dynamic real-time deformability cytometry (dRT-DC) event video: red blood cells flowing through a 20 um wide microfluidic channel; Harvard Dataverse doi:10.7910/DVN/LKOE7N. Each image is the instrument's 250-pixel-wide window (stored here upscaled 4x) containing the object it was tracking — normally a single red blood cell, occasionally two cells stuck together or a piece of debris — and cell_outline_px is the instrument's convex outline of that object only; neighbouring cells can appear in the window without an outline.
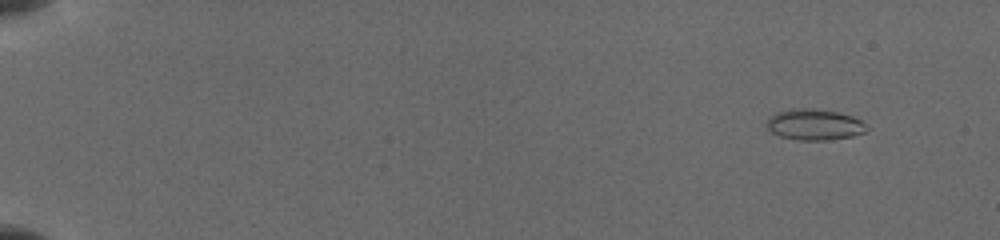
{"species": "common noctule bat (a hibernating species)", "species_latin": "Nyctalus noctula", "temperature_condition": "cold", "stored_images_in_passage": 13, "camera_frame_rate_fps": 3000, "um_per_image_px": 0.085, "animal": {"sex": "female", "body_mass_g": 19.5, "forearm_length_mm": 54.1}, "frame": {"image": 1, "passage_image": 4, "time_ms": 1.0, "image_size_px": [1000, 240], "cell_outline_px": [[868, 128], [864, 132], [852, 136], [828, 140], [800, 140], [780, 136], [772, 132], [768, 128], [768, 120], [776, 112], [800, 108], [812, 108], [836, 112], [852, 116], [860, 120]], "centroid_in_image_um": [69.24, 10.59], "position_along_channel_um": 15.8, "area_um2": 17.69}}